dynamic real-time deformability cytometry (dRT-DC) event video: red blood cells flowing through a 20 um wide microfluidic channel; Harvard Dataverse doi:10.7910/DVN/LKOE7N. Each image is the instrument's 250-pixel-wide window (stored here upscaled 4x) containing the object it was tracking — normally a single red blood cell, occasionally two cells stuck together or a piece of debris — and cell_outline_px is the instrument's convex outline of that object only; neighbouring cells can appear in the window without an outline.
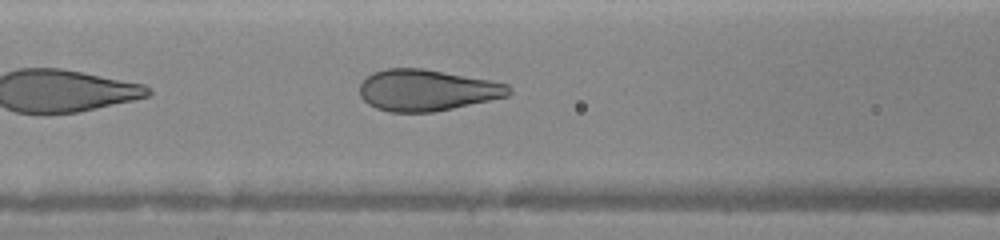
{"species": "human", "species_latin": "Homo sapiens", "temperature_condition": "warm", "stored_images_in_passage": 26, "camera_frame_rate_fps": 3000, "um_per_image_px": 0.085, "donor": {"sex": "female"}, "frame": {"image": 1, "passage_image": 4, "time_ms": 1.333, "image_size_px": [1000, 240], "cell_outline_px": [[512, 92], [508, 96], [452, 108], [432, 112], [388, 112], [376, 108], [368, 104], [360, 96], [360, 84], [372, 72], [384, 68], [424, 68], [492, 80], [508, 84], [512, 88]], "centroid_in_image_um": [36.29, 7.65], "position_along_channel_um": 130.3, "area_um2": 36.13}}
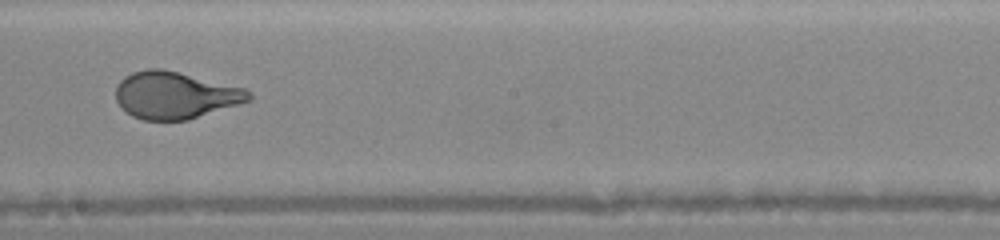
{"frame": {"image": 2, "passage_image": 9, "time_ms": 3.667, "image_size_px": [1000, 240], "cell_outline_px": [[252, 100], [188, 120], [144, 120], [132, 116], [120, 108], [116, 100], [116, 84], [124, 76], [132, 72], [148, 68], [160, 68], [244, 88], [252, 92]], "centroid_in_image_um": [14.86, 8.1], "position_along_channel_um": 233.3, "area_um2": 36.53}}
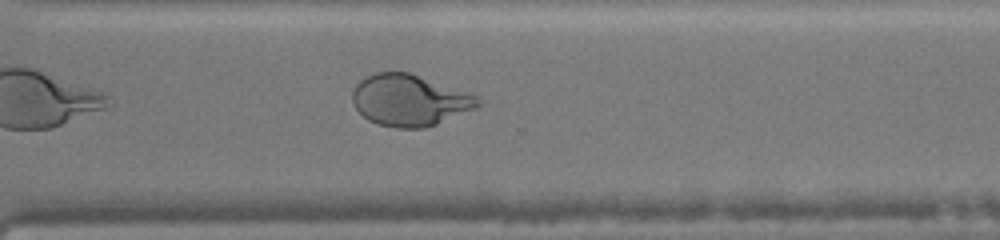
{"frame": {"image": 3, "passage_image": 14, "time_ms": 6.0, "image_size_px": [1000, 240], "cell_outline_px": [[480, 104], [476, 108], [436, 124], [424, 128], [396, 128], [376, 124], [368, 120], [356, 108], [352, 100], [352, 88], [360, 80], [376, 72], [408, 72], [472, 92], [480, 96]], "centroid_in_image_um": [34.84, 8.51], "position_along_channel_um": 335.8, "area_um2": 37.92}}